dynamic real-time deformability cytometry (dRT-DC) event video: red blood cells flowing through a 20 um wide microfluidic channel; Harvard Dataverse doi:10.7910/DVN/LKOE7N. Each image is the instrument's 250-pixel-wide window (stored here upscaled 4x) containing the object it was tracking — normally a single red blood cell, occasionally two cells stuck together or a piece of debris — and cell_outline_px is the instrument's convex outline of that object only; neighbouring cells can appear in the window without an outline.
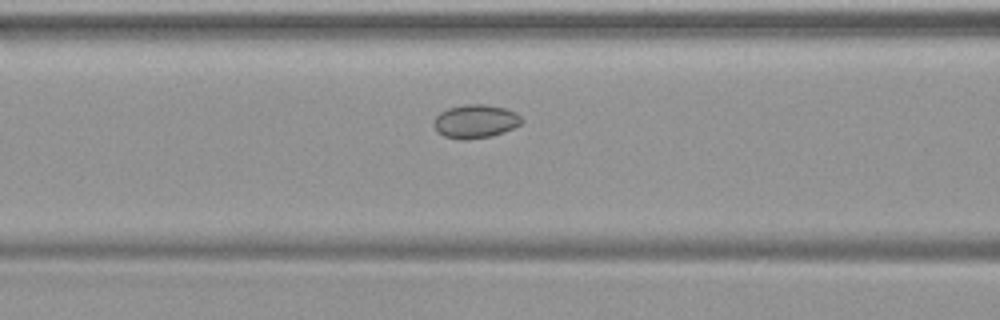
{"species": "common noctule bat (a hibernating species)", "species_latin": "Nyctalus noctula", "temperature_condition": "warm", "stored_images_in_passage": 49, "camera_frame_rate_fps": 3000, "um_per_image_px": 0.085, "animal": {"sex": "female", "body_mass_g": 19.9}, "frame": {"image": 1, "passage_image": 20, "time_ms": 6.333, "image_size_px": [1000, 320], "cell_outline_px": [[524, 120], [520, 124], [504, 132], [492, 136], [464, 140], [460, 140], [444, 136], [436, 132], [432, 124], [436, 116], [440, 112], [448, 108], [464, 104], [484, 104], [504, 108], [516, 112]], "centroid_in_image_um": [40.38, 10.32], "position_along_channel_um": 126.2, "area_um2": 17.34}}
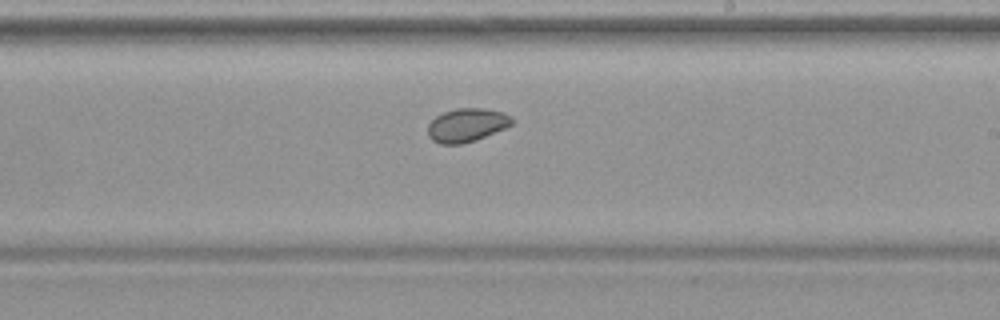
{"frame": {"image": 2, "passage_image": 29, "time_ms": 9.333, "image_size_px": [1000, 320], "cell_outline_px": [[512, 124], [504, 128], [476, 140], [460, 144], [440, 144], [432, 140], [428, 136], [428, 124], [436, 116], [444, 112], [456, 108], [484, 108], [504, 112], [512, 116]], "centroid_in_image_um": [39.66, 10.62], "position_along_channel_um": 249.3, "area_um2": 16.42}}
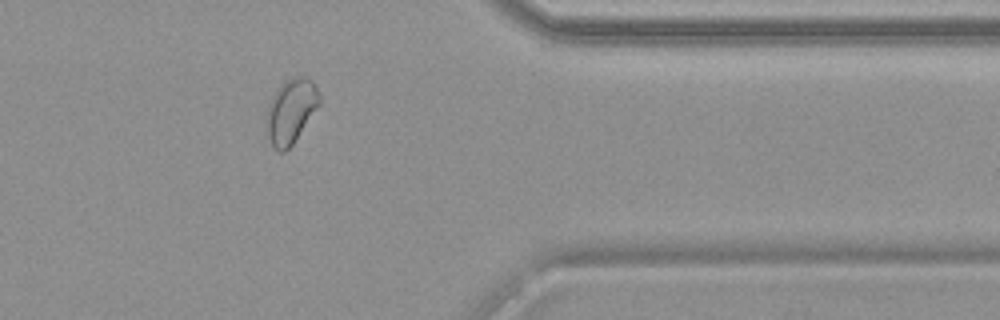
{"frame": {"image": 3, "passage_image": 40, "time_ms": 13.0, "image_size_px": [1000, 320], "cell_outline_px": [[320, 104], [292, 144], [284, 152], [280, 152], [272, 144], [268, 136], [268, 104], [276, 88], [284, 80], [296, 76], [304, 76], [312, 80], [316, 84], [320, 96]], "centroid_in_image_um": [24.76, 9.37], "position_along_channel_um": 386.6, "area_um2": 19.59}}